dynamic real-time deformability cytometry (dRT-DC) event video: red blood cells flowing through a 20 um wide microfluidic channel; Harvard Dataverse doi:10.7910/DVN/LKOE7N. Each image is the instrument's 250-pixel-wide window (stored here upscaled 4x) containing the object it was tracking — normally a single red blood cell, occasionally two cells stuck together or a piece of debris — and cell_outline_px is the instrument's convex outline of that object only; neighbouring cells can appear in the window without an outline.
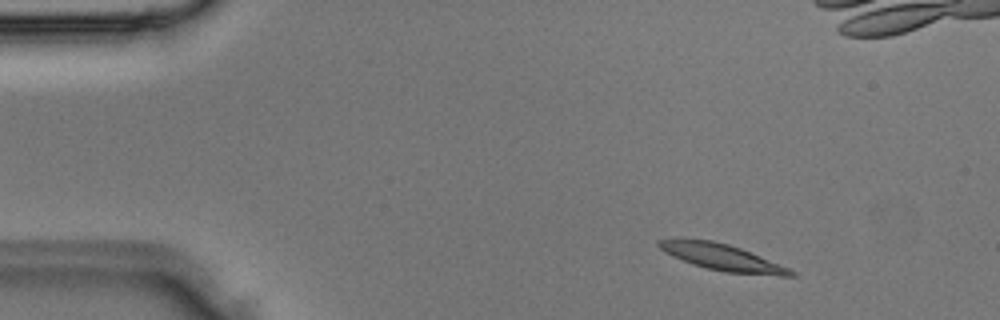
{"species": "Egyptian fruit bat (a non-hibernating species)", "species_latin": "Rousettus aegyptiacus", "temperature_condition": "room temperature", "stored_images_in_passage": 4, "camera_frame_rate_fps": 3000, "um_per_image_px": 0.085, "animal": {"sex": "male"}, "frame": {"image": 1, "passage_image": 1, "time_ms": 0.0, "image_size_px": [1000, 320], "cell_outline_px": [[796, 276], [780, 276], [724, 272], [692, 264], [672, 256], [664, 252], [656, 244], [656, 240], [712, 240], [728, 244], [740, 248], [792, 268], [796, 272]], "centroid_in_image_um": [61.47, 21.9], "position_along_channel_um": 23.5, "area_um2": 20.17}}